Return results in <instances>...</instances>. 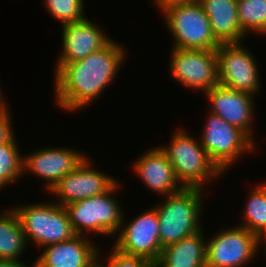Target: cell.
<instances>
[{
    "label": "cell",
    "mask_w": 266,
    "mask_h": 267,
    "mask_svg": "<svg viewBox=\"0 0 266 267\" xmlns=\"http://www.w3.org/2000/svg\"><path fill=\"white\" fill-rule=\"evenodd\" d=\"M125 52L113 39L102 49L86 58L55 64V98L58 106L66 111H76L97 100L114 80L125 61Z\"/></svg>",
    "instance_id": "cell-1"
},
{
    "label": "cell",
    "mask_w": 266,
    "mask_h": 267,
    "mask_svg": "<svg viewBox=\"0 0 266 267\" xmlns=\"http://www.w3.org/2000/svg\"><path fill=\"white\" fill-rule=\"evenodd\" d=\"M203 189L183 187L156 206L162 248L194 235L201 229Z\"/></svg>",
    "instance_id": "cell-2"
},
{
    "label": "cell",
    "mask_w": 266,
    "mask_h": 267,
    "mask_svg": "<svg viewBox=\"0 0 266 267\" xmlns=\"http://www.w3.org/2000/svg\"><path fill=\"white\" fill-rule=\"evenodd\" d=\"M183 129L175 130L167 147L159 146L173 166L175 176L183 187L204 189V185L223 175L210 159L201 142ZM198 141V142H197Z\"/></svg>",
    "instance_id": "cell-3"
},
{
    "label": "cell",
    "mask_w": 266,
    "mask_h": 267,
    "mask_svg": "<svg viewBox=\"0 0 266 267\" xmlns=\"http://www.w3.org/2000/svg\"><path fill=\"white\" fill-rule=\"evenodd\" d=\"M27 242L33 240L38 247L60 243L76 234L64 206L54 203H31L14 208Z\"/></svg>",
    "instance_id": "cell-4"
},
{
    "label": "cell",
    "mask_w": 266,
    "mask_h": 267,
    "mask_svg": "<svg viewBox=\"0 0 266 267\" xmlns=\"http://www.w3.org/2000/svg\"><path fill=\"white\" fill-rule=\"evenodd\" d=\"M119 185L117 182L104 194L64 206L76 235L84 236L95 232L107 237L117 234L124 216L119 203L111 196Z\"/></svg>",
    "instance_id": "cell-5"
},
{
    "label": "cell",
    "mask_w": 266,
    "mask_h": 267,
    "mask_svg": "<svg viewBox=\"0 0 266 267\" xmlns=\"http://www.w3.org/2000/svg\"><path fill=\"white\" fill-rule=\"evenodd\" d=\"M163 13L165 23L174 37L173 48L209 50L217 49L220 45L198 1L169 7Z\"/></svg>",
    "instance_id": "cell-6"
},
{
    "label": "cell",
    "mask_w": 266,
    "mask_h": 267,
    "mask_svg": "<svg viewBox=\"0 0 266 267\" xmlns=\"http://www.w3.org/2000/svg\"><path fill=\"white\" fill-rule=\"evenodd\" d=\"M205 123L199 140L210 159L222 172L225 173L248 150L254 151L255 142L220 116L209 111Z\"/></svg>",
    "instance_id": "cell-7"
},
{
    "label": "cell",
    "mask_w": 266,
    "mask_h": 267,
    "mask_svg": "<svg viewBox=\"0 0 266 267\" xmlns=\"http://www.w3.org/2000/svg\"><path fill=\"white\" fill-rule=\"evenodd\" d=\"M172 49L170 73L175 80L204 94L219 84L216 49Z\"/></svg>",
    "instance_id": "cell-8"
},
{
    "label": "cell",
    "mask_w": 266,
    "mask_h": 267,
    "mask_svg": "<svg viewBox=\"0 0 266 267\" xmlns=\"http://www.w3.org/2000/svg\"><path fill=\"white\" fill-rule=\"evenodd\" d=\"M259 246V238L243 226L220 231L206 242V267L246 266Z\"/></svg>",
    "instance_id": "cell-9"
},
{
    "label": "cell",
    "mask_w": 266,
    "mask_h": 267,
    "mask_svg": "<svg viewBox=\"0 0 266 267\" xmlns=\"http://www.w3.org/2000/svg\"><path fill=\"white\" fill-rule=\"evenodd\" d=\"M219 84L254 96L260 89L256 59L239 43H220L216 49Z\"/></svg>",
    "instance_id": "cell-10"
},
{
    "label": "cell",
    "mask_w": 266,
    "mask_h": 267,
    "mask_svg": "<svg viewBox=\"0 0 266 267\" xmlns=\"http://www.w3.org/2000/svg\"><path fill=\"white\" fill-rule=\"evenodd\" d=\"M159 230V218L154 207L138 215L128 225L124 226L122 222L112 247L125 255L141 256L155 264L163 250Z\"/></svg>",
    "instance_id": "cell-11"
},
{
    "label": "cell",
    "mask_w": 266,
    "mask_h": 267,
    "mask_svg": "<svg viewBox=\"0 0 266 267\" xmlns=\"http://www.w3.org/2000/svg\"><path fill=\"white\" fill-rule=\"evenodd\" d=\"M90 163L87 156L75 171L66 174L51 187L49 192L58 198L60 201L58 204L65 206L104 194L118 182L106 173H101V171L91 167Z\"/></svg>",
    "instance_id": "cell-12"
},
{
    "label": "cell",
    "mask_w": 266,
    "mask_h": 267,
    "mask_svg": "<svg viewBox=\"0 0 266 267\" xmlns=\"http://www.w3.org/2000/svg\"><path fill=\"white\" fill-rule=\"evenodd\" d=\"M84 153L69 148H44L23 156V173L28 172L46 180L50 190L61 178L75 171L86 159Z\"/></svg>",
    "instance_id": "cell-13"
},
{
    "label": "cell",
    "mask_w": 266,
    "mask_h": 267,
    "mask_svg": "<svg viewBox=\"0 0 266 267\" xmlns=\"http://www.w3.org/2000/svg\"><path fill=\"white\" fill-rule=\"evenodd\" d=\"M205 95L211 104L210 112L243 131L254 142L251 129L255 112L253 95L220 84L207 91Z\"/></svg>",
    "instance_id": "cell-14"
},
{
    "label": "cell",
    "mask_w": 266,
    "mask_h": 267,
    "mask_svg": "<svg viewBox=\"0 0 266 267\" xmlns=\"http://www.w3.org/2000/svg\"><path fill=\"white\" fill-rule=\"evenodd\" d=\"M62 50L56 64L80 61L110 41L104 31L86 18L62 26Z\"/></svg>",
    "instance_id": "cell-15"
},
{
    "label": "cell",
    "mask_w": 266,
    "mask_h": 267,
    "mask_svg": "<svg viewBox=\"0 0 266 267\" xmlns=\"http://www.w3.org/2000/svg\"><path fill=\"white\" fill-rule=\"evenodd\" d=\"M86 236L73 238L47 245L32 267H97L101 262L96 245Z\"/></svg>",
    "instance_id": "cell-16"
},
{
    "label": "cell",
    "mask_w": 266,
    "mask_h": 267,
    "mask_svg": "<svg viewBox=\"0 0 266 267\" xmlns=\"http://www.w3.org/2000/svg\"><path fill=\"white\" fill-rule=\"evenodd\" d=\"M133 165L136 175L151 191L167 196L183 188L170 160L160 147L149 149Z\"/></svg>",
    "instance_id": "cell-17"
},
{
    "label": "cell",
    "mask_w": 266,
    "mask_h": 267,
    "mask_svg": "<svg viewBox=\"0 0 266 267\" xmlns=\"http://www.w3.org/2000/svg\"><path fill=\"white\" fill-rule=\"evenodd\" d=\"M219 43H239L247 36L241 29L237 0H198Z\"/></svg>",
    "instance_id": "cell-18"
},
{
    "label": "cell",
    "mask_w": 266,
    "mask_h": 267,
    "mask_svg": "<svg viewBox=\"0 0 266 267\" xmlns=\"http://www.w3.org/2000/svg\"><path fill=\"white\" fill-rule=\"evenodd\" d=\"M203 235V230H200L166 246L154 267H206V241Z\"/></svg>",
    "instance_id": "cell-19"
},
{
    "label": "cell",
    "mask_w": 266,
    "mask_h": 267,
    "mask_svg": "<svg viewBox=\"0 0 266 267\" xmlns=\"http://www.w3.org/2000/svg\"><path fill=\"white\" fill-rule=\"evenodd\" d=\"M27 240L14 209L0 213V259L19 260Z\"/></svg>",
    "instance_id": "cell-20"
},
{
    "label": "cell",
    "mask_w": 266,
    "mask_h": 267,
    "mask_svg": "<svg viewBox=\"0 0 266 267\" xmlns=\"http://www.w3.org/2000/svg\"><path fill=\"white\" fill-rule=\"evenodd\" d=\"M248 198L243 211L245 222L240 226L260 239L266 232V188L258 185L250 191Z\"/></svg>",
    "instance_id": "cell-21"
},
{
    "label": "cell",
    "mask_w": 266,
    "mask_h": 267,
    "mask_svg": "<svg viewBox=\"0 0 266 267\" xmlns=\"http://www.w3.org/2000/svg\"><path fill=\"white\" fill-rule=\"evenodd\" d=\"M242 31L266 34V0H237Z\"/></svg>",
    "instance_id": "cell-22"
},
{
    "label": "cell",
    "mask_w": 266,
    "mask_h": 267,
    "mask_svg": "<svg viewBox=\"0 0 266 267\" xmlns=\"http://www.w3.org/2000/svg\"><path fill=\"white\" fill-rule=\"evenodd\" d=\"M15 142L14 137L0 144V189L23 175V157Z\"/></svg>",
    "instance_id": "cell-23"
},
{
    "label": "cell",
    "mask_w": 266,
    "mask_h": 267,
    "mask_svg": "<svg viewBox=\"0 0 266 267\" xmlns=\"http://www.w3.org/2000/svg\"><path fill=\"white\" fill-rule=\"evenodd\" d=\"M52 17L65 24L81 21L84 16L83 0H44Z\"/></svg>",
    "instance_id": "cell-24"
},
{
    "label": "cell",
    "mask_w": 266,
    "mask_h": 267,
    "mask_svg": "<svg viewBox=\"0 0 266 267\" xmlns=\"http://www.w3.org/2000/svg\"><path fill=\"white\" fill-rule=\"evenodd\" d=\"M109 254L108 267H154V264L144 257L125 255L113 247ZM99 264L107 267L103 263Z\"/></svg>",
    "instance_id": "cell-25"
},
{
    "label": "cell",
    "mask_w": 266,
    "mask_h": 267,
    "mask_svg": "<svg viewBox=\"0 0 266 267\" xmlns=\"http://www.w3.org/2000/svg\"><path fill=\"white\" fill-rule=\"evenodd\" d=\"M9 110L0 111V144L11 141L14 138Z\"/></svg>",
    "instance_id": "cell-26"
},
{
    "label": "cell",
    "mask_w": 266,
    "mask_h": 267,
    "mask_svg": "<svg viewBox=\"0 0 266 267\" xmlns=\"http://www.w3.org/2000/svg\"><path fill=\"white\" fill-rule=\"evenodd\" d=\"M198 0H154V4L156 3L157 7L163 12L169 7L183 4H191Z\"/></svg>",
    "instance_id": "cell-27"
},
{
    "label": "cell",
    "mask_w": 266,
    "mask_h": 267,
    "mask_svg": "<svg viewBox=\"0 0 266 267\" xmlns=\"http://www.w3.org/2000/svg\"><path fill=\"white\" fill-rule=\"evenodd\" d=\"M0 267H28V266L25 265V263L20 262V260L0 259Z\"/></svg>",
    "instance_id": "cell-28"
},
{
    "label": "cell",
    "mask_w": 266,
    "mask_h": 267,
    "mask_svg": "<svg viewBox=\"0 0 266 267\" xmlns=\"http://www.w3.org/2000/svg\"><path fill=\"white\" fill-rule=\"evenodd\" d=\"M1 87V86H0ZM0 90H1V88H0ZM3 94H2V92L0 91V111H2V110H4V109H6L7 108V104H5V102H4V99H3Z\"/></svg>",
    "instance_id": "cell-29"
},
{
    "label": "cell",
    "mask_w": 266,
    "mask_h": 267,
    "mask_svg": "<svg viewBox=\"0 0 266 267\" xmlns=\"http://www.w3.org/2000/svg\"><path fill=\"white\" fill-rule=\"evenodd\" d=\"M260 240V244L262 243L263 245L265 244V248H266V232L264 233V235L259 239ZM264 242V243H263Z\"/></svg>",
    "instance_id": "cell-30"
}]
</instances>
